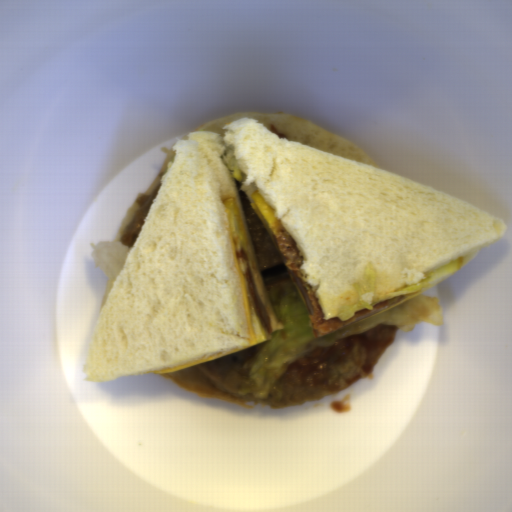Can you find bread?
I'll use <instances>...</instances> for the list:
<instances>
[{"instance_id": "obj_1", "label": "bread", "mask_w": 512, "mask_h": 512, "mask_svg": "<svg viewBox=\"0 0 512 512\" xmlns=\"http://www.w3.org/2000/svg\"><path fill=\"white\" fill-rule=\"evenodd\" d=\"M190 131L160 177L150 206L94 325L81 371L105 382L195 362L252 343L240 273L223 202L235 198L253 284L276 318L251 241L240 190L275 208L304 260L326 320L336 297L360 281L370 261L376 302L421 274L458 258L463 266L505 237V221L440 190L382 168L290 141L259 120Z\"/></svg>"}]
</instances>
